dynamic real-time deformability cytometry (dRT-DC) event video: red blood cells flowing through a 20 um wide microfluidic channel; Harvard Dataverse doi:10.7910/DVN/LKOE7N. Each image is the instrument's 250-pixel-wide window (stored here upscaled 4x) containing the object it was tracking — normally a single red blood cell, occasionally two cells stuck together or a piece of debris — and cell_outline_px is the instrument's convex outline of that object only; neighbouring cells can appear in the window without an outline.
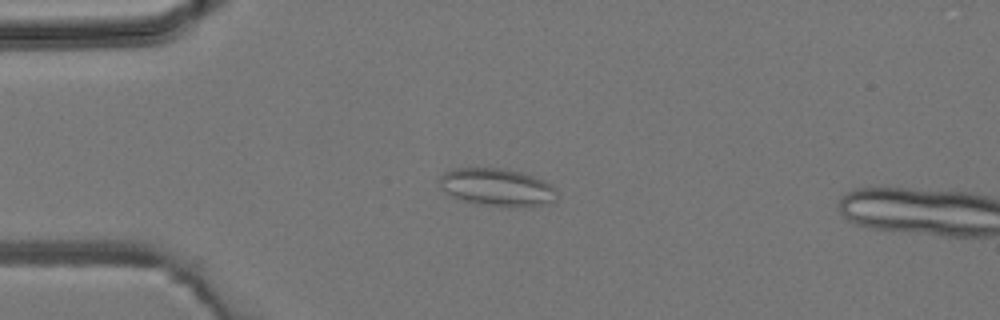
{"species": "common noctule bat (a hibernating species)", "species_latin": "Nyctalus noctula", "temperature_condition": "room temperature", "stored_images_in_passage": 3, "camera_frame_rate_fps": 3000, "um_per_image_px": 0.085, "animal": {"sex": "male", "body_mass_g": 19.2, "forearm_length_mm": 51.8}, "frame": {"image": 1, "passage_image": 2, "time_ms": 1.0, "image_size_px": [1000, 320], "cell_outline_px": [[556, 200], [540, 204], [476, 204], [452, 196], [436, 180], [444, 172], [456, 168], [500, 168], [520, 172], [544, 180], [552, 184], [556, 188]], "centroid_in_image_um": [42.21, 15.86], "position_along_channel_um": 42.8, "area_um2": 24.8}}